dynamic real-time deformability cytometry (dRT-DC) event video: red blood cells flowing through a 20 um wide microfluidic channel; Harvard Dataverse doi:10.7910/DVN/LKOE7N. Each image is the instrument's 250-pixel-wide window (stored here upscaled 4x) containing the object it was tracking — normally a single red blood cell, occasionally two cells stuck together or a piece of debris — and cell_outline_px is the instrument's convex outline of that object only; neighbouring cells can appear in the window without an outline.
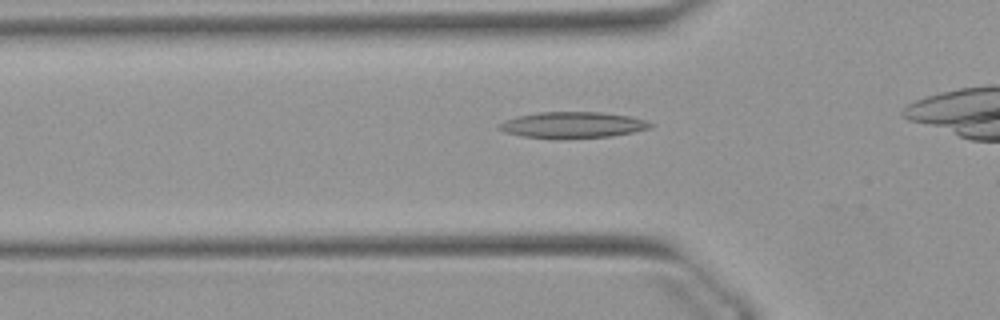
{"species": "Egyptian fruit bat (a non-hibernating species)", "species_latin": "Rousettus aegyptiacus", "temperature_condition": "warm", "stored_images_in_passage": 32, "camera_frame_rate_fps": 3000, "um_per_image_px": 0.085, "animal": {"sex": "female"}, "frame": {"image": 1, "passage_image": 7, "time_ms": 2.0, "image_size_px": [1000, 320], "cell_outline_px": [[656, 124], [648, 128], [632, 132], [612, 136], [524, 136], [504, 132], [496, 128], [496, 124], [504, 120], [516, 116], [536, 112], [600, 112], [632, 116]], "centroid_in_image_um": [48.65, 10.57], "position_along_channel_um": 77.2, "area_um2": 22.31}}
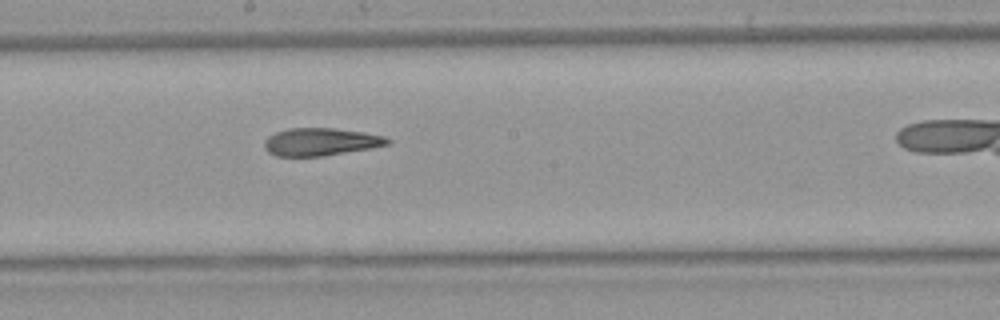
{"frame": {"image": 2, "passage_image": 18, "time_ms": 5.667, "image_size_px": [1000, 320], "cell_outline_px": [[392, 140], [388, 144], [372, 148], [324, 156], [276, 156], [268, 152], [264, 148], [264, 140], [268, 136], [276, 132], [288, 128], [336, 128], [364, 132], [384, 136]], "centroid_in_image_um": [27.25, 12.05], "position_along_channel_um": 220.9, "area_um2": 20.0}}
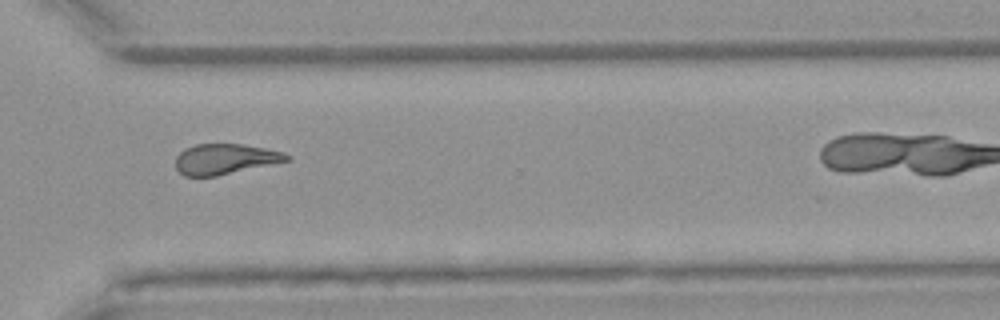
{"frame": {"image": 3, "passage_image": 28, "time_ms": 9.0, "image_size_px": [1000, 320], "cell_outline_px": [[292, 160], [216, 176], [184, 176], [176, 168], [176, 156], [184, 148], [196, 144], [244, 144], [284, 152], [292, 156]], "centroid_in_image_um": [19.16, 13.51], "position_along_channel_um": 351.4, "area_um2": 19.83}}